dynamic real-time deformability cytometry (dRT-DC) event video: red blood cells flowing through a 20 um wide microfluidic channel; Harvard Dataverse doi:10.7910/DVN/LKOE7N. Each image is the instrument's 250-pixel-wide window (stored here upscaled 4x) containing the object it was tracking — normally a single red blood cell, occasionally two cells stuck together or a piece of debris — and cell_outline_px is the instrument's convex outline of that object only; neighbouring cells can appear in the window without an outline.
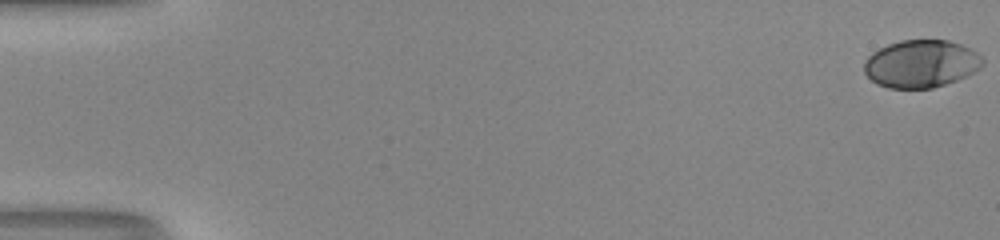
{"species": "human", "species_latin": "Homo sapiens", "temperature_condition": "room temperature", "stored_images_in_passage": 53, "camera_frame_rate_fps": 3000, "um_per_image_px": 0.085, "donor": {"sex": "male"}, "frame": {"image": 1, "passage_image": 1, "time_ms": 0.0, "image_size_px": [1000, 240], "cell_outline_px": [[984, 64], [980, 68], [956, 80], [932, 88], [888, 88], [876, 84], [864, 72], [864, 60], [872, 52], [888, 44], [900, 40], [948, 40], [960, 44], [976, 52], [984, 60]], "centroid_in_image_um": [78.26, 5.42], "position_along_channel_um": 6.7, "area_um2": 32.77}}
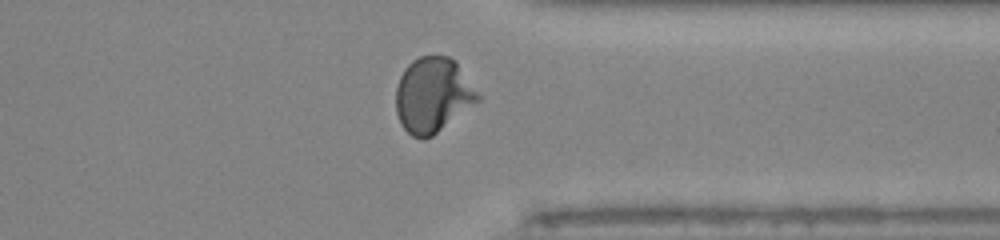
{"frame": {"image": 2, "passage_image": 42, "time_ms": 13.667, "image_size_px": [1000, 240], "cell_outline_px": [[480, 100], [432, 136], [424, 140], [412, 136], [400, 124], [396, 112], [396, 88], [400, 76], [404, 68], [412, 60], [420, 56], [448, 56], [456, 60], [480, 96]], "centroid_in_image_um": [36.77, 8.07], "position_along_channel_um": 374.6, "area_um2": 35.84}}
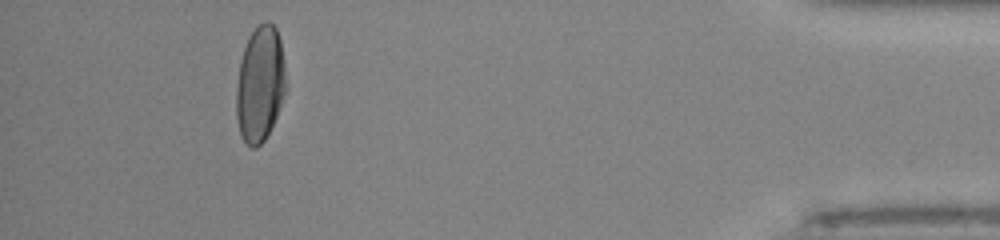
{"frame": {"image": 3, "passage_image": 49, "time_ms": 16.0, "image_size_px": [1000, 240], "cell_outline_px": [[284, 92], [276, 116], [264, 140], [256, 148], [252, 148], [240, 136], [236, 116], [236, 84], [240, 60], [248, 36], [264, 20], [268, 20], [276, 28], [280, 40], [284, 64]], "centroid_in_image_um": [22.06, 7.13], "position_along_channel_um": 413.1, "area_um2": 33.12}, "authors_computed_cell_mechanics": {"area_um2": 33.6974, "velocity_mm_per_s": 4.13, "shape_relaxation_time_tau1_ms": 4.371, "shape_relaxation_time_tau2_ms": 0.6345, "deformation_change_tau1": 0.2023, "deformation_change_tau2": 0.0395}}